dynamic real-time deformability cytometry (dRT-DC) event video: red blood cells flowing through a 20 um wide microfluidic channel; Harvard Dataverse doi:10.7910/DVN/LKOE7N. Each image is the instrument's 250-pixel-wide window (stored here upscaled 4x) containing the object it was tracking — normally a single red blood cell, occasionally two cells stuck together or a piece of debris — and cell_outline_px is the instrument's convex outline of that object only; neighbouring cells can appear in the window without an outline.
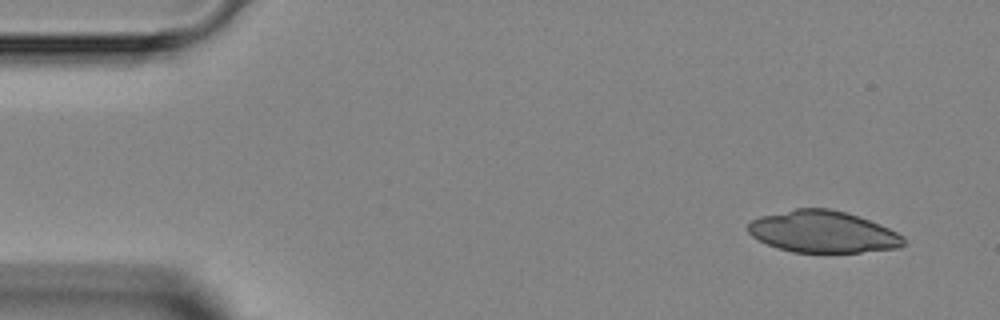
{"species": "Egyptian fruit bat (a non-hibernating species)", "species_latin": "Rousettus aegyptiacus", "temperature_condition": "room temperature", "stored_images_in_passage": 5, "camera_frame_rate_fps": 3000, "um_per_image_px": 0.085, "animal": {"sex": "female"}, "frame": {"image": 1, "passage_image": 1, "time_ms": 0.0, "image_size_px": [1000, 320], "cell_outline_px": [[904, 244], [900, 248], [860, 252], [792, 252], [768, 244], [752, 236], [748, 232], [748, 224], [752, 220], [760, 216], [796, 208], [828, 208], [844, 212], [880, 224], [904, 236]], "centroid_in_image_um": [69.95, 19.7], "position_along_channel_um": 15.1, "area_um2": 37.57}}